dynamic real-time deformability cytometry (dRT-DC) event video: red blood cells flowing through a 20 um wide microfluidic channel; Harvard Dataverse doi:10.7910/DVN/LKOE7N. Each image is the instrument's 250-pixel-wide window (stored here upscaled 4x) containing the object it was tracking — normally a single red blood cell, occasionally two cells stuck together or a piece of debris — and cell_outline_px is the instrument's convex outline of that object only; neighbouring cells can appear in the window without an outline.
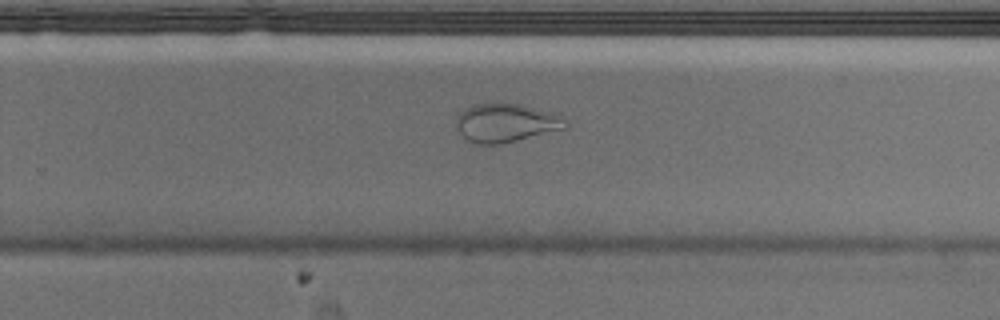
{"species": "Egyptian fruit bat (a non-hibernating species)", "species_latin": "Rousettus aegyptiacus", "temperature_condition": "cold", "stored_images_in_passage": 30, "camera_frame_rate_fps": 3000, "um_per_image_px": 0.085, "animal": {"sex": "male"}, "frame": {"image": 1, "passage_image": 18, "time_ms": 5.667, "image_size_px": [1000, 320], "cell_outline_px": [[568, 128], [500, 144], [476, 144], [468, 140], [460, 132], [456, 124], [456, 116], [464, 108], [472, 104], [496, 100], [520, 104], [560, 112], [564, 116], [568, 124]], "centroid_in_image_um": [43.06, 10.38], "position_along_channel_um": 286.7, "area_um2": 25.61}}